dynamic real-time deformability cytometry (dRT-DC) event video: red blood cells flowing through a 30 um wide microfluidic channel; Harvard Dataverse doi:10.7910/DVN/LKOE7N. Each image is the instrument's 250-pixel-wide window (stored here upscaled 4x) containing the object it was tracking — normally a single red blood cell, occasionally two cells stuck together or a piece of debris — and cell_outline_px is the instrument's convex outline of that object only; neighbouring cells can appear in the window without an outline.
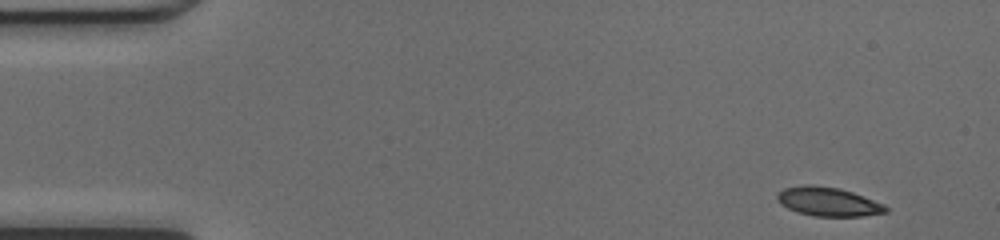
{"species": "common noctule bat (a hibernating species)", "species_latin": "Nyctalus noctula", "temperature_condition": "cold", "stored_images_in_passage": 46, "camera_frame_rate_fps": 3000, "um_per_image_px": 0.085, "animal": {"sex": "female", "body_mass_g": 17.0, "forearm_length_mm": 48.0}, "frame": {"image": 1, "passage_image": 1, "time_ms": 0.0, "image_size_px": [1000, 240], "cell_outline_px": [[888, 212], [864, 216], [812, 216], [788, 208], [780, 204], [776, 200], [776, 196], [784, 188], [804, 184], [812, 184], [840, 188], [852, 192], [884, 204], [888, 208]], "centroid_in_image_um": [70.39, 17.13], "position_along_channel_um": 14.6, "area_um2": 18.32}}
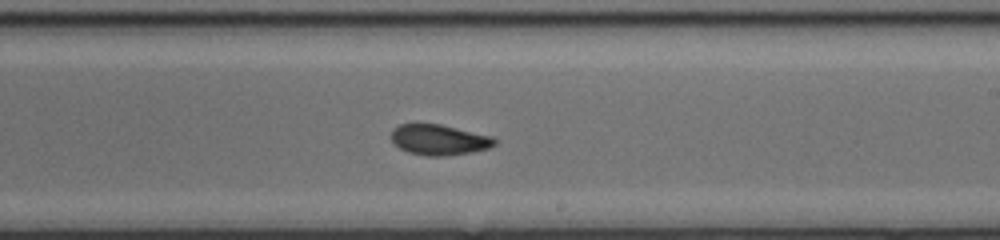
{"frame": {"image": 2, "passage_image": 26, "time_ms": 8.333, "image_size_px": [1000, 240], "cell_outline_px": [[496, 144], [488, 148], [472, 152], [444, 156], [428, 156], [408, 152], [400, 148], [392, 140], [392, 128], [400, 124], [440, 124], [492, 136], [496, 140]], "centroid_in_image_um": [37.33, 11.88], "position_along_channel_um": 251.7, "area_um2": 18.26}}
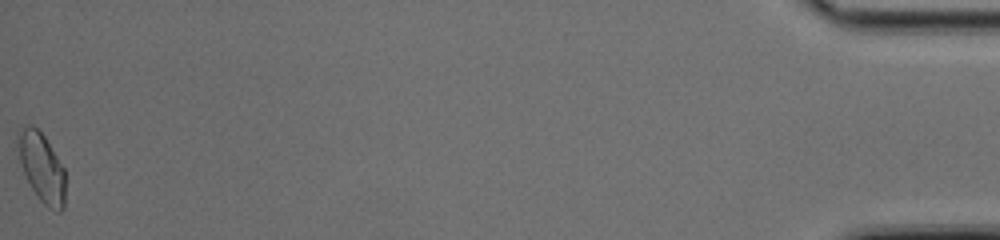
{"frame": {"image": 3, "passage_image": 46, "time_ms": 15.0, "image_size_px": [1000, 240], "cell_outline_px": [[64, 208], [60, 212], [56, 212], [48, 208], [40, 200], [32, 188], [24, 172], [20, 160], [16, 144], [16, 132], [28, 124], [32, 124], [44, 136], [64, 168]], "centroid_in_image_um": [3.53, 14.22], "position_along_channel_um": 431.7, "area_um2": 19.02}, "authors_computed_cell_mechanics": {"area_um2": 18.4671, "velocity_mm_per_s": 4.2548, "shape_relaxation_time_tau1_ms": null, "shape_relaxation_time_tau2_ms": 2.6298, "deformation_change_tau1": null, "deformation_change_tau2": 0.0479}}